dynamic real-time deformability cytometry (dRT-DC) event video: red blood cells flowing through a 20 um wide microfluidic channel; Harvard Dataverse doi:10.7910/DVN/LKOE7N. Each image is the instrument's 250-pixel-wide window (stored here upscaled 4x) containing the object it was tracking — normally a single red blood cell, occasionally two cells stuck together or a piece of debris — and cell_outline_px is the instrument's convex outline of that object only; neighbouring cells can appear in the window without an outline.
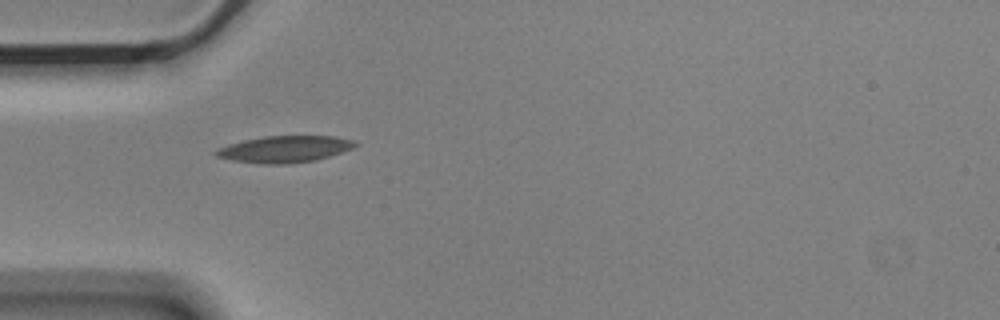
{"species": "Egyptian fruit bat (a non-hibernating species)", "species_latin": "Rousettus aegyptiacus", "temperature_condition": "cold", "stored_images_in_passage": 6, "camera_frame_rate_fps": 3000, "um_per_image_px": 0.085, "animal": {"sex": "male"}, "frame": {"image": 1, "passage_image": 1, "time_ms": 0.0, "image_size_px": [1000, 320], "cell_outline_px": [[360, 144], [352, 148], [316, 160], [284, 164], [268, 164], [232, 160], [216, 156], [212, 152], [228, 144], [244, 140], [264, 136], [336, 136], [352, 140]], "centroid_in_image_um": [24.19, 12.67], "position_along_channel_um": 60.8, "area_um2": 21.39}}
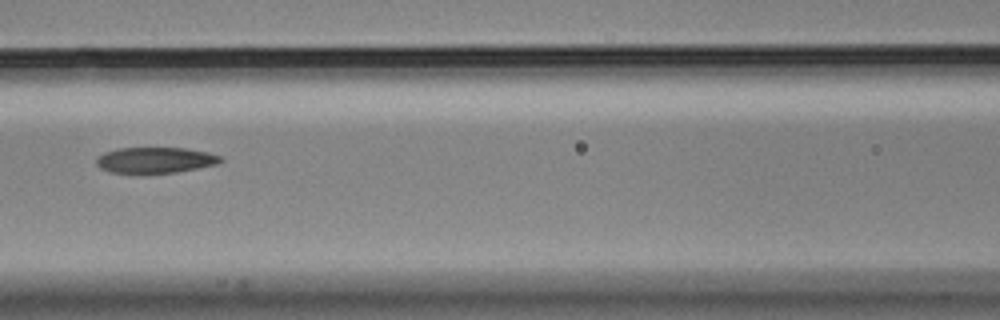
{"frame": {"image": 2, "passage_image": 3, "time_ms": 0.667, "image_size_px": [1000, 320], "cell_outline_px": [[224, 160], [216, 164], [176, 172], [108, 172], [100, 168], [96, 164], [96, 156], [104, 152], [120, 148], [184, 148], [208, 152], [220, 156]], "centroid_in_image_um": [13.17, 13.59], "position_along_channel_um": 153.4, "area_um2": 18.44}}
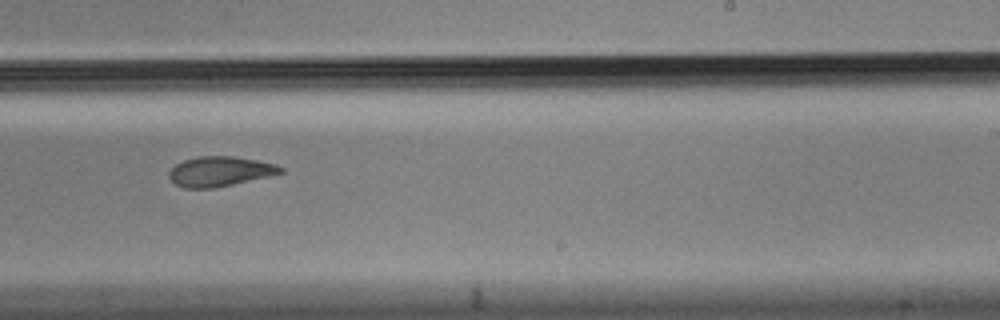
{"frame": {"image": 3, "passage_image": 6, "time_ms": 1.667, "image_size_px": [1000, 320], "cell_outline_px": [[284, 172], [268, 176], [216, 188], [184, 188], [176, 184], [168, 176], [168, 172], [176, 164], [184, 160], [196, 156], [232, 156], [256, 160], [276, 164], [284, 168]], "centroid_in_image_um": [18.68, 14.57], "position_along_channel_um": 270.3, "area_um2": 19.36}}